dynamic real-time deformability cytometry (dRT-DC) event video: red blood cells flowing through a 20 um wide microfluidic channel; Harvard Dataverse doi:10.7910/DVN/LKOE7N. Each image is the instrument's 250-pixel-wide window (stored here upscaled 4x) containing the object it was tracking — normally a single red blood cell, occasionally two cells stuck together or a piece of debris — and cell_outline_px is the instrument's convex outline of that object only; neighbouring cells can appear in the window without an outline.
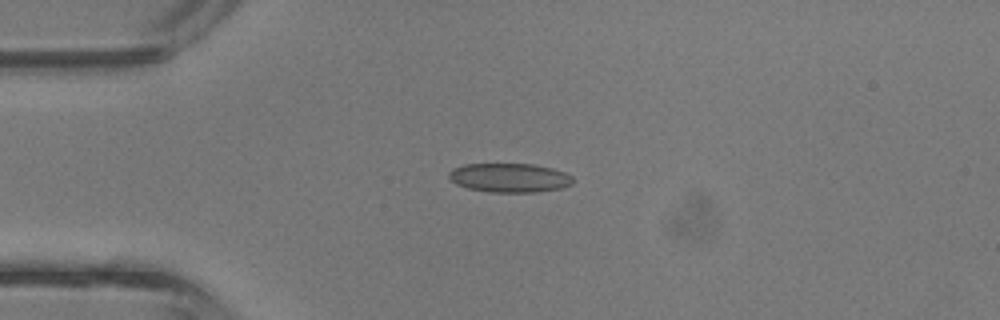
{"species": "common noctule bat (a hibernating species)", "species_latin": "Nyctalus noctula", "temperature_condition": "room temperature", "stored_images_in_passage": 2, "camera_frame_rate_fps": 3000, "um_per_image_px": 0.085, "animal": {"sex": "male", "body_mass_g": 13.3}, "frame": {"image": 1, "passage_image": 1, "time_ms": 0.0, "image_size_px": [1000, 320], "cell_outline_px": [[572, 184], [560, 188], [536, 192], [492, 192], [468, 188], [456, 184], [448, 176], [448, 172], [452, 168], [464, 164], [532, 164], [552, 168], [564, 172], [572, 176]], "centroid_in_image_um": [43.29, 15.1], "position_along_channel_um": 41.7, "area_um2": 20.92}}